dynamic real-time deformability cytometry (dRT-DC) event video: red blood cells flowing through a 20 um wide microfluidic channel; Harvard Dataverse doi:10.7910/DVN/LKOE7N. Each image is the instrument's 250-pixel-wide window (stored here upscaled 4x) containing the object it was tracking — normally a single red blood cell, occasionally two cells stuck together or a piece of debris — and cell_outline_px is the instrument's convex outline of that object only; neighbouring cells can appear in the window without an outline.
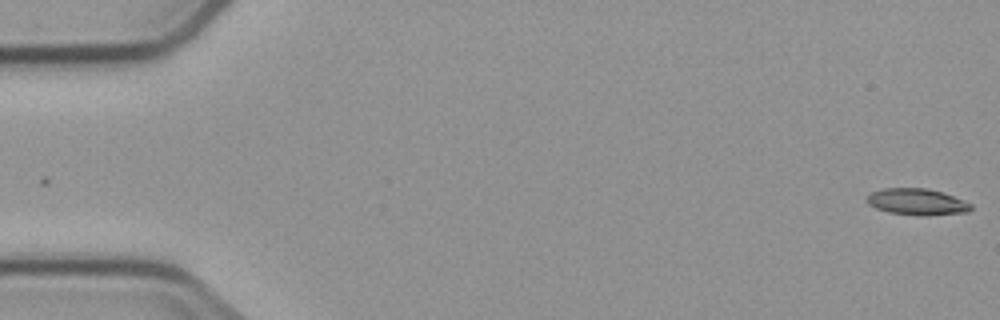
{"species": "common noctule bat (a hibernating species)", "species_latin": "Nyctalus noctula", "temperature_condition": "cold", "stored_images_in_passage": 2, "camera_frame_rate_fps": 3000, "um_per_image_px": 0.085, "animal": {"sex": "male", "body_mass_g": 23.1, "forearm_length_mm": 52.7}, "frame": {"image": 1, "passage_image": 2, "time_ms": 1.667, "image_size_px": [1000, 320], "cell_outline_px": [[972, 208], [968, 212], [928, 216], [920, 216], [888, 212], [876, 208], [868, 204], [868, 196], [872, 192], [884, 188], [924, 188], [940, 192], [964, 200], [972, 204]], "centroid_in_image_um": [77.97, 17.17], "position_along_channel_um": 7.0, "area_um2": 15.95}}